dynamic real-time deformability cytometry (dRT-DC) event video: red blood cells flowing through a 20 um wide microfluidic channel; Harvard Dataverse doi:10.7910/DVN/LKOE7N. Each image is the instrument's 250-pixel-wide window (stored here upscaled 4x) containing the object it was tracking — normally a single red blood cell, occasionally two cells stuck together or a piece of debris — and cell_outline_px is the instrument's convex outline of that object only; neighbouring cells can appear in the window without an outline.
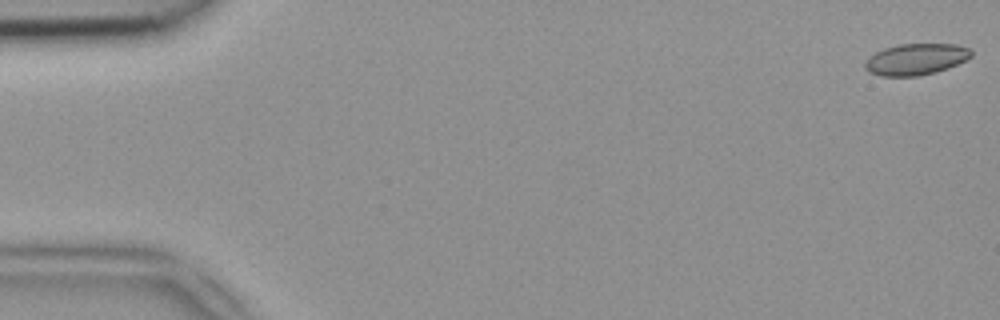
{"species": "common noctule bat (a hibernating species)", "species_latin": "Nyctalus noctula", "temperature_condition": "room temperature", "stored_images_in_passage": 50, "camera_frame_rate_fps": 3000, "um_per_image_px": 0.085, "animal": {"sex": "female", "body_mass_g": 18.4}, "frame": {"image": 1, "passage_image": 1, "time_ms": 0.0, "image_size_px": [1000, 320], "cell_outline_px": [[972, 56], [948, 68], [920, 76], [880, 76], [868, 72], [864, 68], [864, 64], [876, 52], [884, 48], [900, 44], [956, 44], [968, 48], [972, 52]], "centroid_in_image_um": [77.84, 5.04], "position_along_channel_um": 7.2, "area_um2": 19.25}}
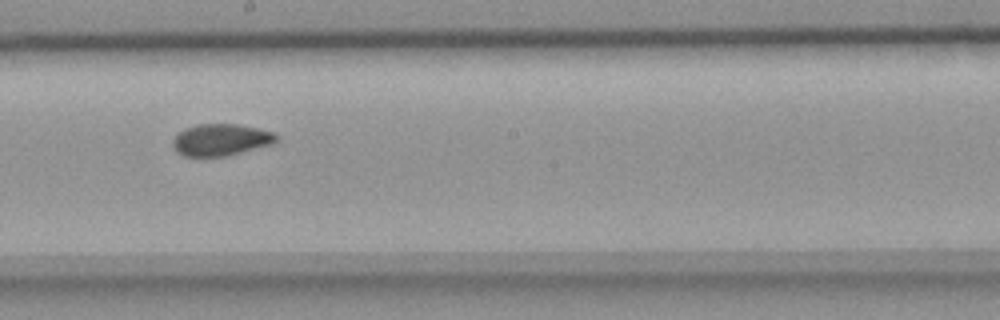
{"frame": {"image": 2, "passage_image": 28, "time_ms": 9.0, "image_size_px": [1000, 320], "cell_outline_px": [[280, 140], [272, 144], [228, 156], [184, 156], [176, 152], [172, 144], [172, 140], [184, 128], [196, 124], [236, 124], [276, 132], [280, 136]], "centroid_in_image_um": [18.81, 11.88], "position_along_channel_um": 229.4, "area_um2": 19.42}}
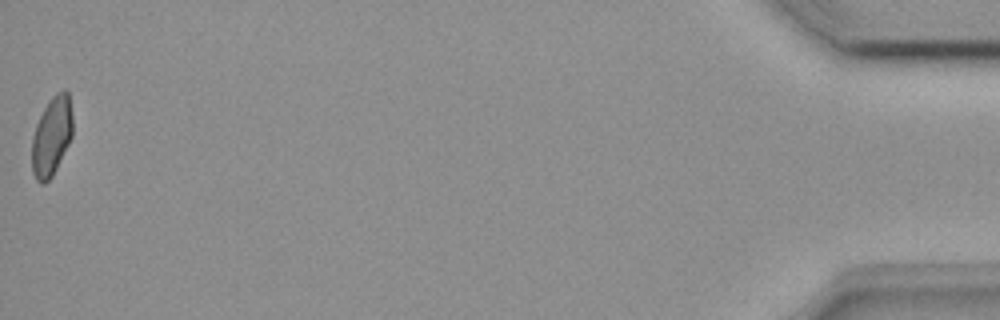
{"frame": {"image": 3, "passage_image": 50, "time_ms": 16.333, "image_size_px": [1000, 320], "cell_outline_px": [[72, 136], [52, 176], [44, 184], [40, 184], [36, 180], [32, 172], [32, 136], [36, 124], [48, 100], [56, 92], [64, 88], [68, 92], [72, 116]], "centroid_in_image_um": [4.38, 11.56], "position_along_channel_um": 430.8, "area_um2": 18.79}}